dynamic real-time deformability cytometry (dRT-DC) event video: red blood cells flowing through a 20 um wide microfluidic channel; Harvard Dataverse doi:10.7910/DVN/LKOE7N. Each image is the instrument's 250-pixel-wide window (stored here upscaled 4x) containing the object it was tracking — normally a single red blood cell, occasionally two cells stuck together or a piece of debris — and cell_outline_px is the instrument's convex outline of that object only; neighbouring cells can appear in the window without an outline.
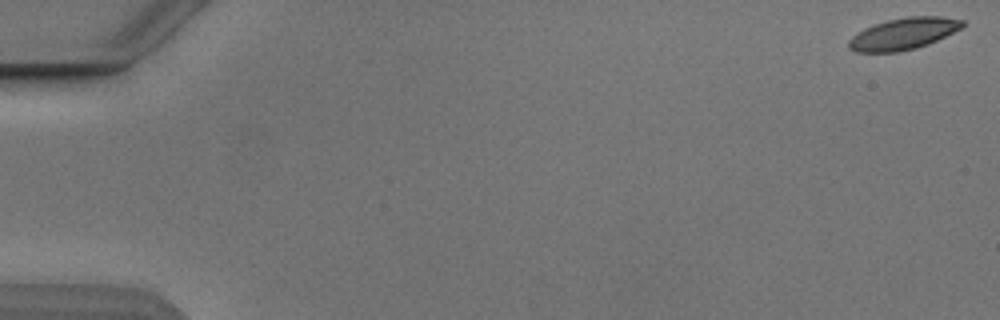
{"species": "Egyptian fruit bat (a non-hibernating species)", "species_latin": "Rousettus aegyptiacus", "temperature_condition": "cold", "stored_images_in_passage": 21, "camera_frame_rate_fps": 3000, "um_per_image_px": 0.085, "animal": {"sex": "male"}, "frame": {"image": 1, "passage_image": 1, "time_ms": 0.0, "image_size_px": [1000, 320], "cell_outline_px": [[964, 24], [960, 28], [928, 44], [916, 48], [896, 52], [856, 52], [848, 48], [848, 40], [852, 36], [864, 28], [872, 24], [888, 20], [908, 16], [940, 16], [964, 20]], "centroid_in_image_um": [76.74, 2.86], "position_along_channel_um": 8.3, "area_um2": 20.87}}
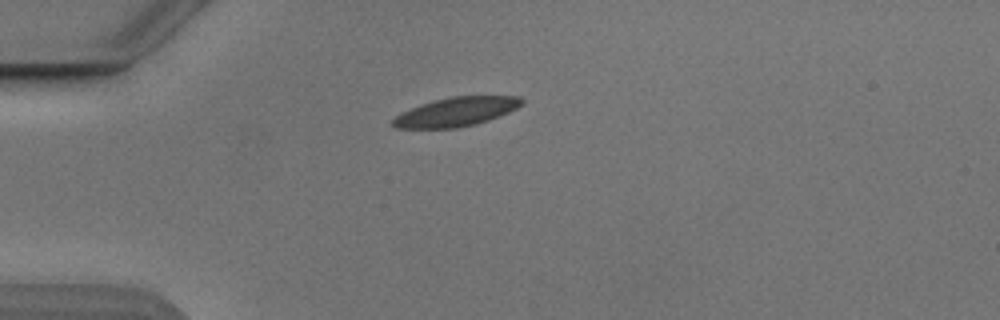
{"frame": {"image": 2, "passage_image": 15, "time_ms": 4.667, "image_size_px": [1000, 320], "cell_outline_px": [[524, 104], [508, 112], [488, 120], [476, 124], [456, 128], [396, 128], [388, 124], [400, 112], [420, 104], [452, 96], [520, 96], [524, 100]], "centroid_in_image_um": [38.74, 9.5], "position_along_channel_um": 46.3, "area_um2": 21.85}}
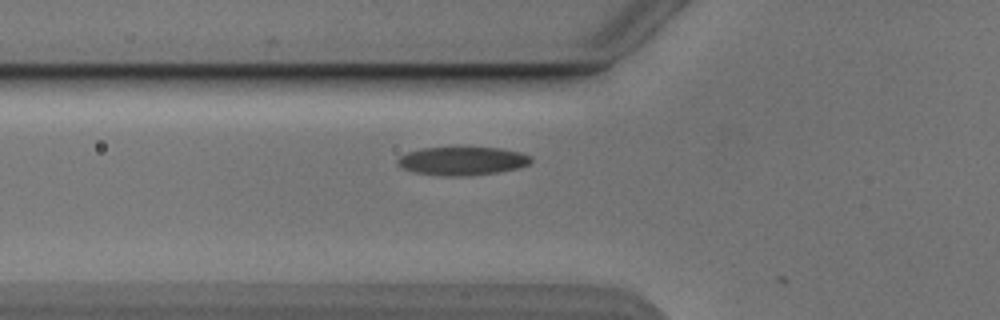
{"frame": {"image": 3, "passage_image": 20, "time_ms": 6.333, "image_size_px": [1000, 320], "cell_outline_px": [[532, 160], [528, 164], [520, 168], [496, 172], [464, 176], [440, 176], [416, 172], [404, 168], [396, 164], [396, 160], [400, 156], [408, 152], [420, 148], [500, 148], [520, 152], [532, 156]], "centroid_in_image_um": [39.3, 13.68], "position_along_channel_um": 86.5, "area_um2": 21.96}}